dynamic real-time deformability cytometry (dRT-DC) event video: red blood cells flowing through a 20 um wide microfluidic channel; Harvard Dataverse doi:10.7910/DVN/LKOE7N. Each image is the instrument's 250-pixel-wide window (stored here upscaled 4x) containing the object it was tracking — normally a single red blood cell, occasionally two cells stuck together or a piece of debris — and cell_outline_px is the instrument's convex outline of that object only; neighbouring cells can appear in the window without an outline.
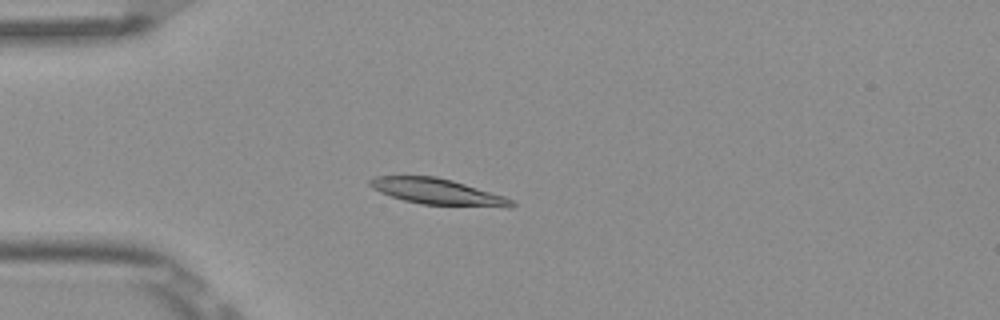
{"species": "Egyptian fruit bat (a non-hibernating species)", "species_latin": "Rousettus aegyptiacus", "temperature_condition": "room temperature", "stored_images_in_passage": 8, "camera_frame_rate_fps": 3000, "um_per_image_px": 0.085, "frame": {"image": 1, "passage_image": 4, "time_ms": 1.0, "image_size_px": [1000, 320], "cell_outline_px": [[516, 204], [512, 208], [508, 208], [420, 204], [404, 200], [380, 192], [372, 188], [368, 184], [368, 180], [376, 176], [436, 176], [452, 180], [504, 196], [512, 200]], "centroid_in_image_um": [37.21, 16.3], "position_along_channel_um": 47.8, "area_um2": 21.56}}
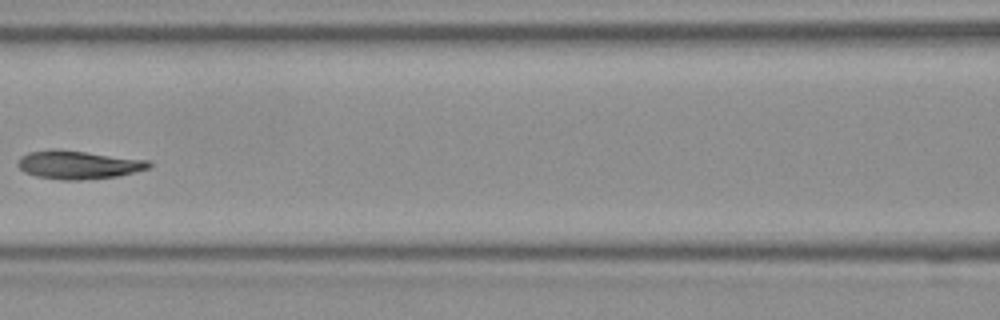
{"frame": {"image": 2, "passage_image": 7, "time_ms": 2.0, "image_size_px": [1000, 320], "cell_outline_px": [[152, 164], [148, 168], [116, 176], [80, 180], [64, 180], [36, 176], [24, 172], [16, 164], [20, 156], [28, 152], [84, 152], [152, 160]], "centroid_in_image_um": [6.7, 14.04], "position_along_channel_um": 159.9, "area_um2": 20.81}}
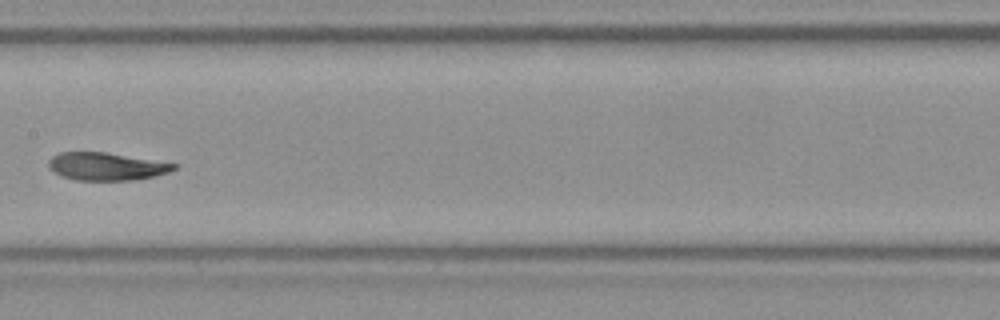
{"frame": {"image": 3, "passage_image": 8, "time_ms": 2.333, "image_size_px": [1000, 320], "cell_outline_px": [[176, 168], [168, 172], [152, 176], [132, 180], [76, 180], [60, 176], [48, 168], [48, 160], [52, 156], [60, 152], [108, 152], [176, 164]], "centroid_in_image_um": [8.97, 14.14], "position_along_channel_um": 198.4, "area_um2": 20.17}}